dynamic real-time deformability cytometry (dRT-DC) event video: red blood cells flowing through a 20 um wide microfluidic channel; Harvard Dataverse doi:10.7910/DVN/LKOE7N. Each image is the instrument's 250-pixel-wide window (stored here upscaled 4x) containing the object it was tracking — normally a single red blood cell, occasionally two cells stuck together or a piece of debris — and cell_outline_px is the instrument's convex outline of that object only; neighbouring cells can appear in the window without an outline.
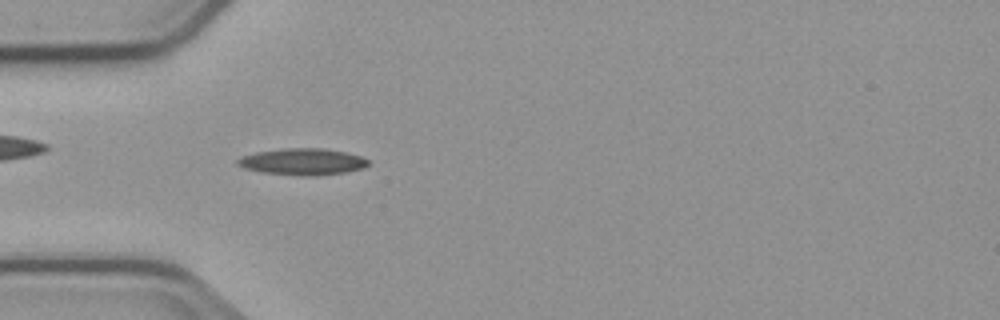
{"species": "common noctule bat (a hibernating species)", "species_latin": "Nyctalus noctula", "temperature_condition": "cold", "stored_images_in_passage": 4, "camera_frame_rate_fps": 3000, "um_per_image_px": 0.085, "animal": {"sex": "male", "body_mass_g": 23.1, "forearm_length_mm": 52.7}, "frame": {"image": 1, "passage_image": 4, "time_ms": 3.667, "image_size_px": [1000, 320], "cell_outline_px": [[368, 164], [364, 168], [348, 172], [316, 176], [300, 176], [260, 172], [244, 168], [236, 164], [236, 160], [244, 156], [256, 152], [284, 148], [324, 148], [344, 152], [360, 156], [368, 160]], "centroid_in_image_um": [25.72, 13.75], "position_along_channel_um": 59.3, "area_um2": 20.35}}